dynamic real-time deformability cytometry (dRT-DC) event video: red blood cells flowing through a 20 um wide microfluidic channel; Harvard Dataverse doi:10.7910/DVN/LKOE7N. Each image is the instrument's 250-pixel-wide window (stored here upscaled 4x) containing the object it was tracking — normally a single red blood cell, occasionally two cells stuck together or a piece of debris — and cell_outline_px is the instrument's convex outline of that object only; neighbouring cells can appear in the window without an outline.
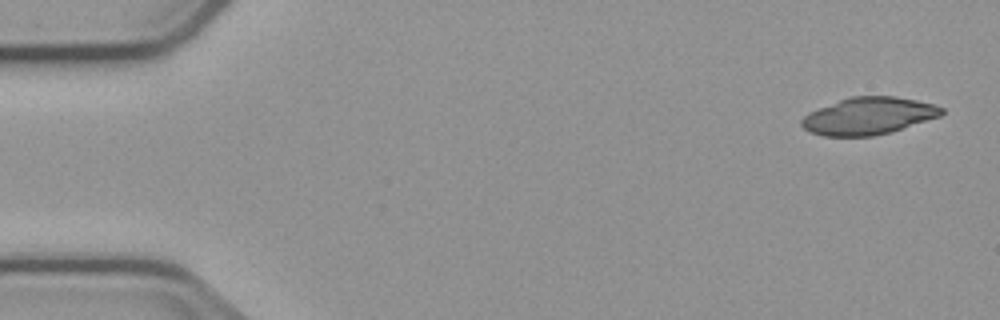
{"species": "common noctule bat (a hibernating species)", "species_latin": "Nyctalus noctula", "temperature_condition": "cold", "stored_images_in_passage": 6, "camera_frame_rate_fps": 3000, "um_per_image_px": 0.085, "animal": {"sex": "male", "body_mass_g": 23.1, "forearm_length_mm": 52.7}, "frame": {"image": 1, "passage_image": 1, "time_ms": 0.0, "image_size_px": [1000, 320], "cell_outline_px": [[944, 112], [940, 116], [892, 132], [872, 136], [824, 136], [808, 132], [800, 124], [800, 120], [808, 112], [840, 100], [852, 96], [896, 96], [936, 104], [944, 108]], "centroid_in_image_um": [73.83, 9.86], "position_along_channel_um": 11.2, "area_um2": 30.46}}